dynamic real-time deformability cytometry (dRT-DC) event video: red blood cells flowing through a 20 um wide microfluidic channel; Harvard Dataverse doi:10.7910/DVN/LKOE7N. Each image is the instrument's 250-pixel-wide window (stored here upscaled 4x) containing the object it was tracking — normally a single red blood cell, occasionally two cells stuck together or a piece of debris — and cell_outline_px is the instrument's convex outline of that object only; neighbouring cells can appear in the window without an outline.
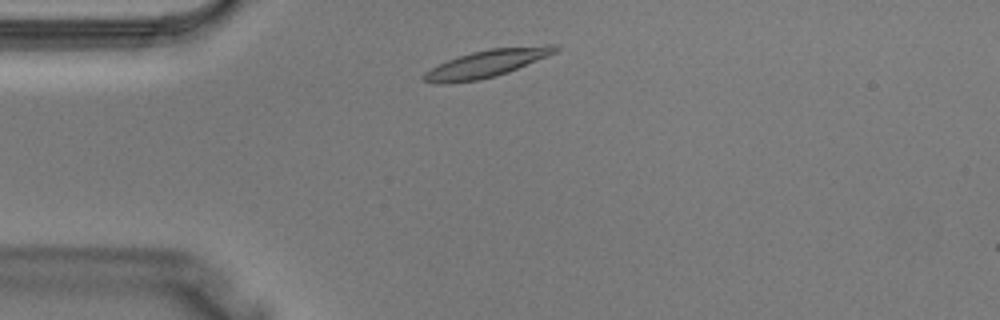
{"species": "Egyptian fruit bat (a non-hibernating species)", "species_latin": "Rousettus aegyptiacus", "temperature_condition": "warm", "stored_images_in_passage": 2, "camera_frame_rate_fps": 3000, "um_per_image_px": 0.085, "animal": {"sex": "male"}, "frame": {"image": 1, "passage_image": 1, "time_ms": 0.0, "image_size_px": [1000, 320], "cell_outline_px": [[560, 48], [556, 52], [548, 56], [508, 72], [496, 76], [480, 80], [440, 84], [436, 84], [424, 80], [420, 76], [424, 72], [448, 60], [472, 52], [488, 48], [548, 44], [560, 44]], "centroid_in_image_um": [41.42, 5.38], "position_along_channel_um": 43.6, "area_um2": 21.15}}